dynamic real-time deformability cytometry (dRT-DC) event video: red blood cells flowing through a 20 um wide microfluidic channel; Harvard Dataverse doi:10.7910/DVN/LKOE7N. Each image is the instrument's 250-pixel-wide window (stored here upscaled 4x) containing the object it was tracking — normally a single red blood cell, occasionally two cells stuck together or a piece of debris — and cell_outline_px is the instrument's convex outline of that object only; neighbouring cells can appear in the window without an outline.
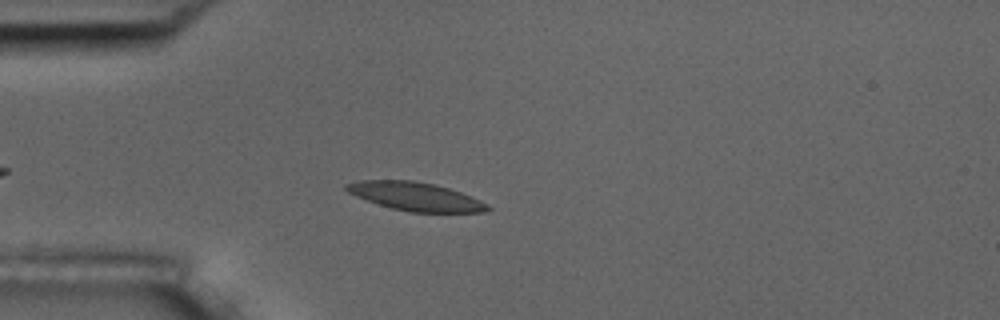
{"species": "common noctule bat (a hibernating species)", "species_latin": "Nyctalus noctula", "temperature_condition": "room temperature", "stored_images_in_passage": 4, "camera_frame_rate_fps": 3000, "um_per_image_px": 0.085, "animal": {"sex": "male", "body_mass_g": 17.5, "forearm_length_mm": 52.3}, "frame": {"image": 1, "passage_image": 4, "time_ms": 3.333, "image_size_px": [1000, 320], "cell_outline_px": [[492, 208], [484, 212], [408, 212], [392, 208], [356, 196], [348, 192], [344, 188], [344, 184], [360, 180], [412, 180], [432, 184], [448, 188], [472, 196], [488, 204]], "centroid_in_image_um": [35.33, 16.7], "position_along_channel_um": 49.7, "area_um2": 23.24}}